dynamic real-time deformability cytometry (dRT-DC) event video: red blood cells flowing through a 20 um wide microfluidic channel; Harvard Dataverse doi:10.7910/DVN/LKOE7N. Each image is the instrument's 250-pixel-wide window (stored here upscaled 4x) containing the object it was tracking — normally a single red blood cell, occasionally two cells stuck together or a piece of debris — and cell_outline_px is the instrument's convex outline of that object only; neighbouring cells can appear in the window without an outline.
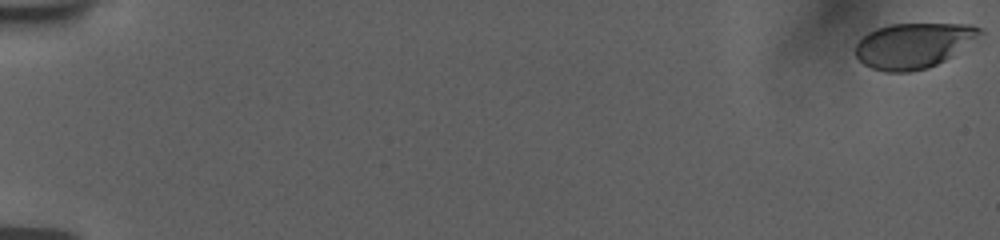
{"species": "human", "species_latin": "Homo sapiens", "temperature_condition": "room temperature", "stored_images_in_passage": 17, "camera_frame_rate_fps": 3000, "um_per_image_px": 0.085, "donor": {"sex": "female"}, "frame": {"image": 1, "passage_image": 1, "time_ms": 0.0, "image_size_px": [1000, 240], "cell_outline_px": [[984, 32], [952, 56], [928, 68], [908, 72], [884, 72], [872, 68], [864, 64], [856, 56], [856, 44], [868, 32], [876, 28], [888, 24], [972, 24], [980, 28]], "centroid_in_image_um": [77.63, 3.86], "position_along_channel_um": 7.4, "area_um2": 32.66}}
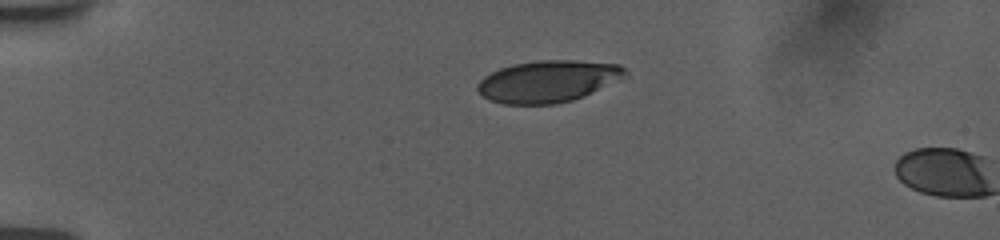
{"frame": {"image": 2, "passage_image": 15, "time_ms": 4.667, "image_size_px": [1000, 240], "cell_outline_px": [[628, 76], [584, 96], [572, 100], [556, 104], [504, 104], [488, 100], [476, 88], [476, 84], [484, 76], [500, 68], [512, 64], [540, 60], [572, 60], [620, 64], [628, 72]], "centroid_in_image_um": [46.59, 6.91], "position_along_channel_um": 38.4, "area_um2": 36.13}}